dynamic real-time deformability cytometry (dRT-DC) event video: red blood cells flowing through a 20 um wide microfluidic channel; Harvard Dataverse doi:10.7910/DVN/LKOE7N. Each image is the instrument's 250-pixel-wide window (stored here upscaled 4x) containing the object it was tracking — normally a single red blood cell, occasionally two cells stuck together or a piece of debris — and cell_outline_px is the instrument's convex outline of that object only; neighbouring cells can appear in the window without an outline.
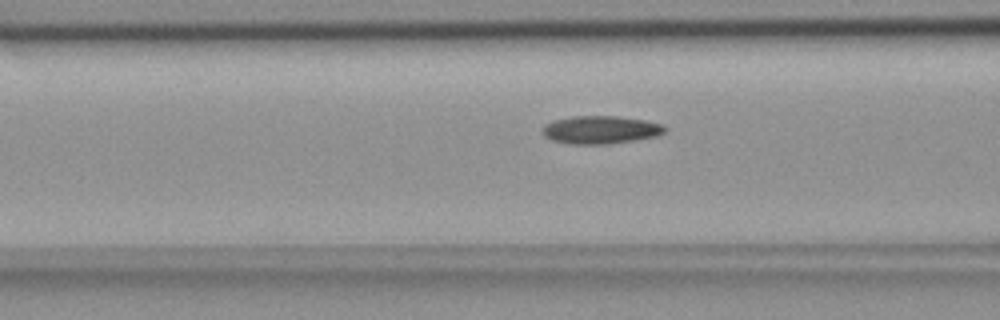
{"species": "common noctule bat (a hibernating species)", "species_latin": "Nyctalus noctula", "temperature_condition": "room temperature", "stored_images_in_passage": 56, "camera_frame_rate_fps": 3000, "um_per_image_px": 0.085, "animal": {"sex": "female", "body_mass_g": 18.4}, "frame": {"image": 1, "passage_image": 22, "time_ms": 7.0, "image_size_px": [1000, 320], "cell_outline_px": [[664, 132], [656, 136], [608, 144], [572, 144], [552, 140], [544, 136], [544, 124], [552, 120], [572, 116], [616, 116], [644, 120], [660, 124], [664, 128]], "centroid_in_image_um": [50.99, 11.03], "position_along_channel_um": 115.6, "area_um2": 19.65}}
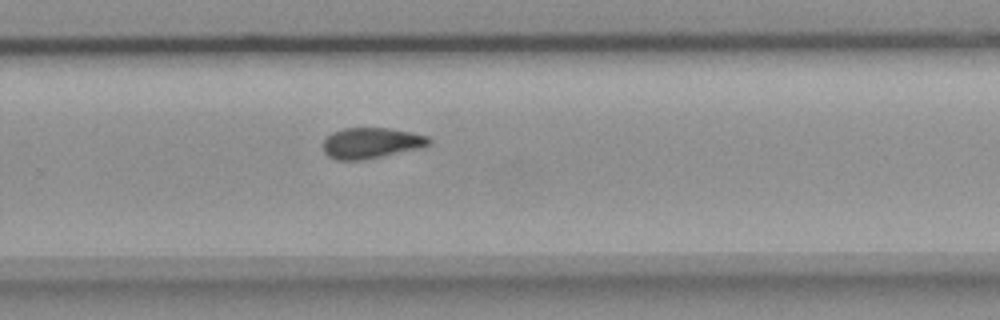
{"frame": {"image": 2, "passage_image": 37, "time_ms": 12.0, "image_size_px": [1000, 320], "cell_outline_px": [[432, 140], [428, 144], [420, 148], [364, 160], [336, 160], [328, 156], [324, 152], [324, 140], [332, 132], [344, 128], [388, 128], [412, 132], [428, 136]], "centroid_in_image_um": [31.55, 12.16], "position_along_channel_um": 298.3, "area_um2": 18.96}}
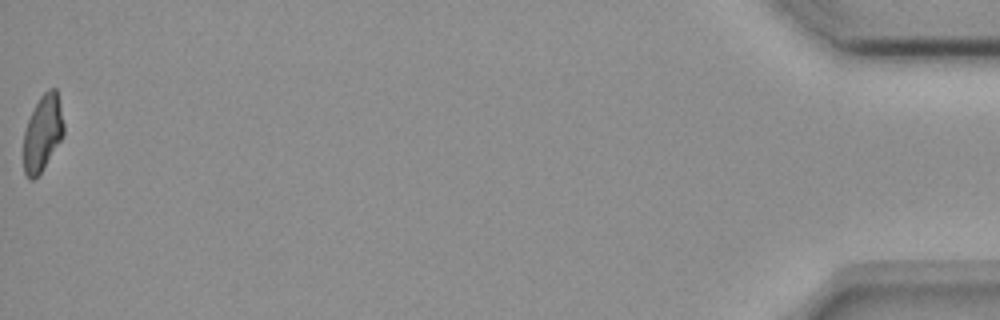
{"frame": {"image": 3, "passage_image": 56, "time_ms": 18.333, "image_size_px": [1000, 320], "cell_outline_px": [[64, 136], [40, 172], [32, 180], [28, 180], [24, 172], [24, 132], [28, 120], [40, 96], [48, 88], [56, 88], [60, 104], [64, 124]], "centroid_in_image_um": [3.63, 11.29], "position_along_channel_um": 431.6, "area_um2": 17.69}, "authors_computed_cell_mechanics": {"area_um2": 19.074, "velocity_mm_per_s": 3.6644, "shape_relaxation_time_tau1_ms": 10.8699, "shape_relaxation_time_tau2_ms": 4.6148, "deformation_change_tau1": 0.2112, "deformation_change_tau2": 0.1113}}